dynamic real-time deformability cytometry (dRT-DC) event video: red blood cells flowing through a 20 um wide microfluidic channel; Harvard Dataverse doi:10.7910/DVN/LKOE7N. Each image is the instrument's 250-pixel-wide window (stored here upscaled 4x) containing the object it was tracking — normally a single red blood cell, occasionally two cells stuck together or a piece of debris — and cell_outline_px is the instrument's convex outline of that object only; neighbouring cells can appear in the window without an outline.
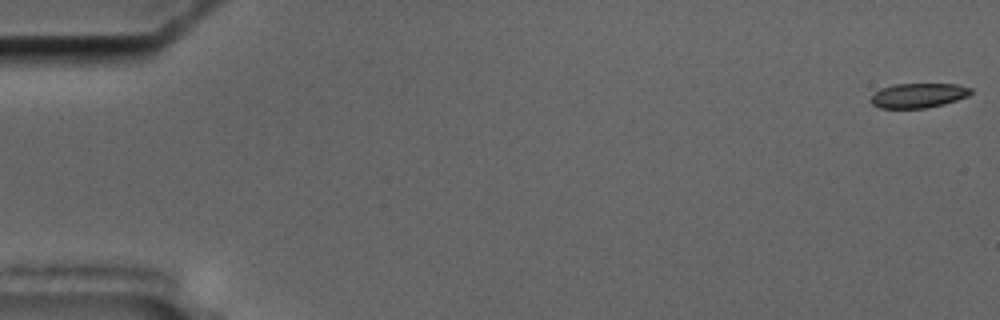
{"species": "common noctule bat (a hibernating species)", "species_latin": "Nyctalus noctula", "temperature_condition": "cold", "stored_images_in_passage": 57, "camera_frame_rate_fps": 3000, "um_per_image_px": 0.085, "animal": {"sex": "male", "body_mass_g": 17.5, "forearm_length_mm": 52.3}, "frame": {"image": 1, "passage_image": 1, "time_ms": 0.0, "image_size_px": [1000, 320], "cell_outline_px": [[972, 92], [968, 96], [944, 104], [924, 108], [880, 108], [872, 104], [868, 100], [880, 88], [892, 84], [956, 84], [972, 88]], "centroid_in_image_um": [78.04, 8.11], "position_along_channel_um": 7.0, "area_um2": 14.39}}
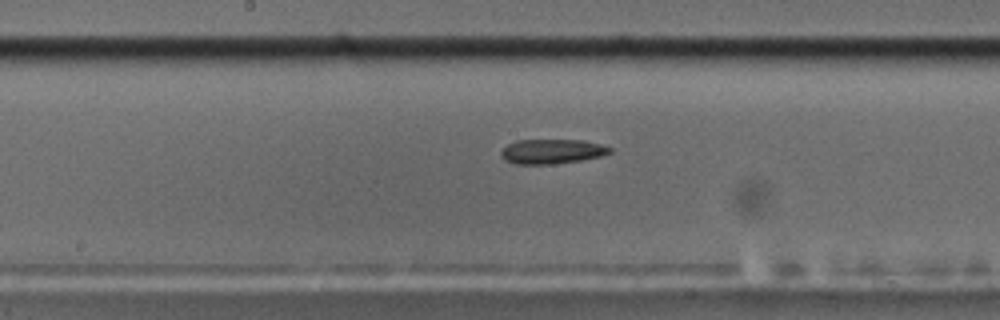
{"frame": {"image": 2, "passage_image": 30, "time_ms": 9.667, "image_size_px": [1000, 320], "cell_outline_px": [[612, 152], [600, 156], [580, 160], [552, 164], [516, 164], [504, 160], [500, 156], [500, 152], [508, 144], [516, 140], [584, 140], [600, 144], [612, 148]], "centroid_in_image_um": [46.89, 12.87], "position_along_channel_um": 201.3, "area_um2": 15.61}}
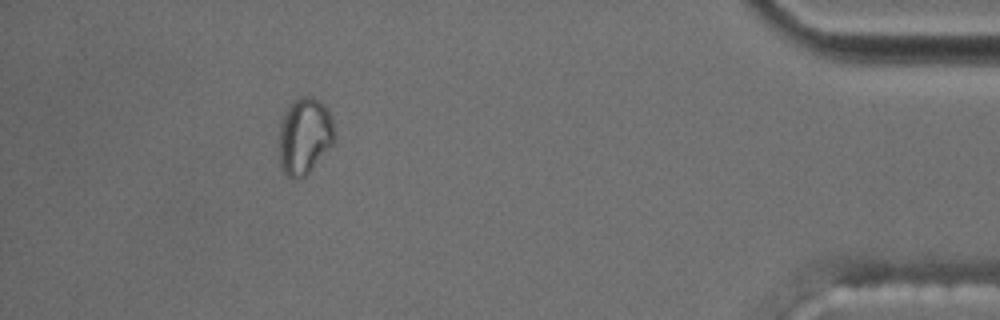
{"frame": {"image": 3, "passage_image": 52, "time_ms": 17.0, "image_size_px": [1000, 320], "cell_outline_px": [[336, 140], [308, 172], [304, 176], [288, 176], [284, 172], [280, 164], [280, 120], [288, 104], [292, 100], [300, 96], [312, 96], [320, 100], [328, 108], [332, 116]], "centroid_in_image_um": [25.91, 11.46], "position_along_channel_um": 409.3, "area_um2": 24.8}}